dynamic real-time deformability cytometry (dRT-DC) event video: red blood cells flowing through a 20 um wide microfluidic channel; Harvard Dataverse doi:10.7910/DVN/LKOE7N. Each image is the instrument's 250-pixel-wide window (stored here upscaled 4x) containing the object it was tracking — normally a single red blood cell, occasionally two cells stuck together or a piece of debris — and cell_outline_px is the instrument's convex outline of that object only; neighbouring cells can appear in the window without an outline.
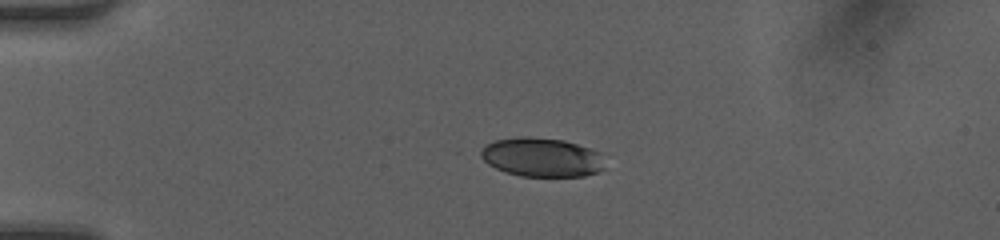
{"species": "human", "species_latin": "Homo sapiens", "temperature_condition": "room temperature", "stored_images_in_passage": 38, "camera_frame_rate_fps": 3000, "um_per_image_px": 0.085, "donor": {"sex": "female"}, "frame": {"image": 1, "passage_image": 1, "time_ms": 0.0, "image_size_px": [1000, 240], "cell_outline_px": [[604, 168], [600, 172], [584, 176], [520, 176], [504, 172], [488, 164], [476, 152], [484, 144], [496, 140], [520, 136], [532, 136], [564, 140], [600, 152]], "centroid_in_image_um": [45.99, 13.36], "position_along_channel_um": 39.0, "area_um2": 28.55}}
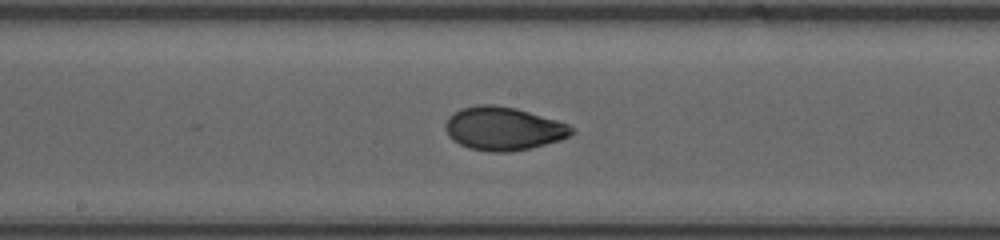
{"frame": {"image": 2, "passage_image": 16, "time_ms": 5.0, "image_size_px": [1000, 240], "cell_outline_px": [[576, 132], [560, 140], [528, 148], [508, 152], [492, 152], [468, 148], [452, 140], [448, 136], [444, 128], [444, 124], [448, 116], [460, 108], [480, 104], [492, 104], [516, 108], [556, 120], [568, 124], [576, 128]], "centroid_in_image_um": [42.76, 10.92], "position_along_channel_um": 205.4, "area_um2": 32.02}}
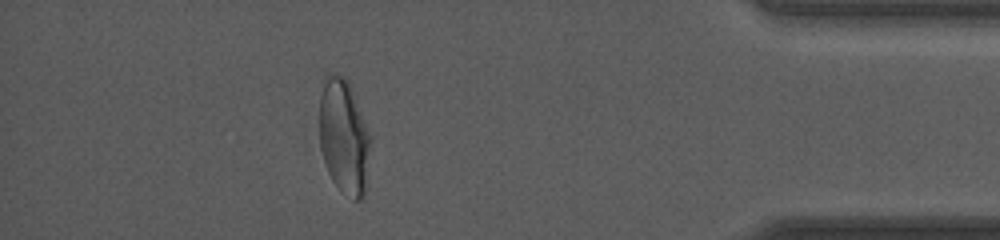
{"frame": {"image": 3, "passage_image": 33, "time_ms": 10.667, "image_size_px": [1000, 240], "cell_outline_px": [[372, 148], [364, 196], [360, 200], [352, 200], [340, 192], [332, 180], [328, 172], [320, 148], [320, 80], [328, 72], [332, 72], [344, 76], [348, 80], [372, 132]], "centroid_in_image_um": [29.27, 11.59], "position_along_channel_um": 405.9, "area_um2": 35.78}, "authors_computed_cell_mechanics": {"area_um2": 31.6744, "velocity_mm_per_s": 4.2402, "shape_relaxation_time_tau1_ms": 4.5638, "shape_relaxation_time_tau2_ms": 0.8933, "deformation_change_tau1": 0.1595, "deformation_change_tau2": 0.0466}}